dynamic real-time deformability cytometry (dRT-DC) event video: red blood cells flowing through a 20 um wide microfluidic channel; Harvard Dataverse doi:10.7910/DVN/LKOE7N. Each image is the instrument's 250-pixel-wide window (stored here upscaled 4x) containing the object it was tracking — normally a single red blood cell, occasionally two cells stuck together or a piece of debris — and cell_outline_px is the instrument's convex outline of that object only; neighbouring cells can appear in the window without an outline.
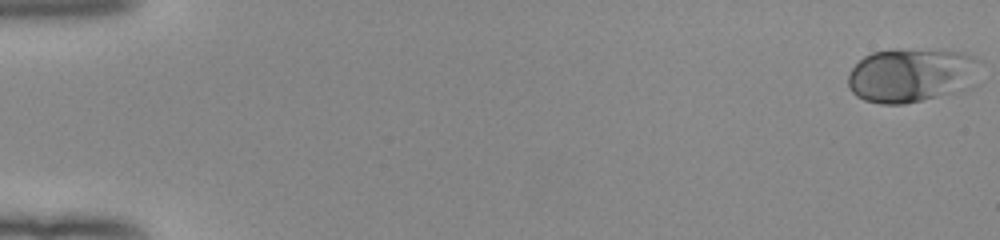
{"species": "human", "species_latin": "Homo sapiens", "temperature_condition": "room temperature", "stored_images_in_passage": 53, "camera_frame_rate_fps": 3000, "um_per_image_px": 0.085, "donor": {"sex": "female"}, "frame": {"image": 1, "passage_image": 1, "time_ms": 0.0, "image_size_px": [1000, 240], "cell_outline_px": [[980, 60], [976, 84], [968, 88], [904, 104], [880, 104], [864, 100], [856, 96], [848, 88], [848, 72], [864, 56], [872, 52], [892, 48], [900, 48], [964, 52], [976, 56]], "centroid_in_image_um": [77.48, 6.36], "position_along_channel_um": 7.5, "area_um2": 42.25}}
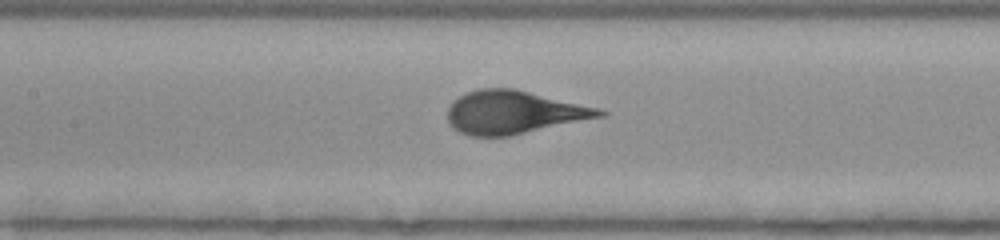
{"frame": {"image": 2, "passage_image": 26, "time_ms": 8.333, "image_size_px": [1000, 240], "cell_outline_px": [[608, 116], [508, 136], [472, 136], [460, 132], [448, 120], [448, 108], [452, 100], [464, 92], [480, 88], [516, 88], [600, 108], [608, 112]], "centroid_in_image_um": [43.72, 9.53], "position_along_channel_um": 163.7, "area_um2": 38.49}}
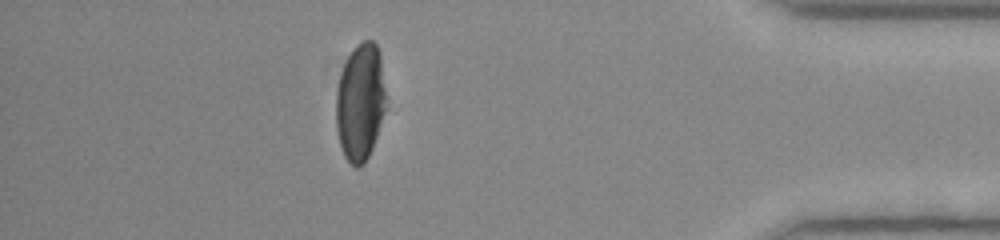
{"frame": {"image": 3, "passage_image": 47, "time_ms": 15.333, "image_size_px": [1000, 240], "cell_outline_px": [[384, 112], [372, 148], [364, 164], [360, 168], [356, 168], [344, 156], [340, 144], [336, 128], [336, 92], [340, 72], [352, 48], [356, 44], [364, 40], [372, 40], [376, 44], [380, 52], [384, 88]], "centroid_in_image_um": [30.59, 8.66], "position_along_channel_um": 404.6, "area_um2": 33.99}}